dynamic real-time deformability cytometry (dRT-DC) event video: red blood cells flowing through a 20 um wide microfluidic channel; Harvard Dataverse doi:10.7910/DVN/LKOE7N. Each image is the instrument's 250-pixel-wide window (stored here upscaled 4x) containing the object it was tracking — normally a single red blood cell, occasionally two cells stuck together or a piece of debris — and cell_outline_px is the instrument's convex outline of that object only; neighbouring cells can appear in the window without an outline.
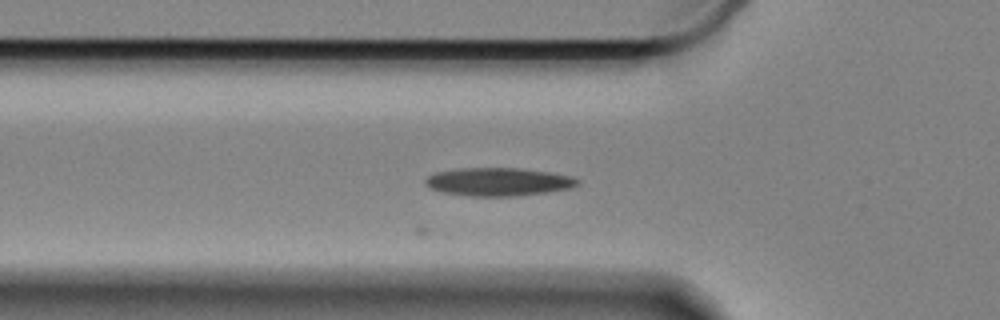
{"species": "Egyptian fruit bat (a non-hibernating species)", "species_latin": "Rousettus aegyptiacus", "temperature_condition": "cold", "stored_images_in_passage": 31, "camera_frame_rate_fps": 3000, "um_per_image_px": 0.085, "animal": {"sex": "female"}, "frame": {"image": 1, "passage_image": 14, "time_ms": 4.333, "image_size_px": [1000, 320], "cell_outline_px": [[580, 184], [572, 188], [544, 192], [512, 196], [472, 196], [444, 192], [432, 188], [424, 184], [424, 180], [428, 176], [436, 172], [456, 168], [520, 168], [548, 172], [572, 176], [580, 180]], "centroid_in_image_um": [42.37, 15.44], "position_along_channel_um": 83.4, "area_um2": 24.85}}
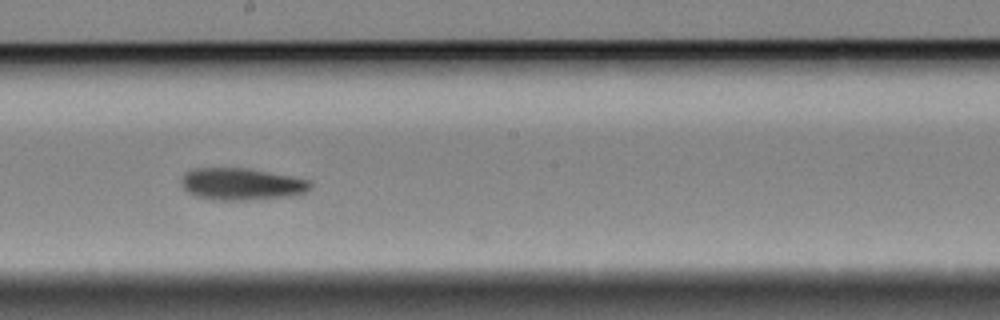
{"frame": {"image": 2, "passage_image": 27, "time_ms": 8.667, "image_size_px": [1000, 320], "cell_outline_px": [[312, 188], [308, 192], [292, 196], [244, 200], [208, 200], [196, 196], [188, 192], [180, 184], [180, 180], [184, 172], [192, 168], [248, 168], [292, 176], [312, 180]], "centroid_in_image_um": [20.54, 15.64], "position_along_channel_um": 227.7, "area_um2": 24.57}}
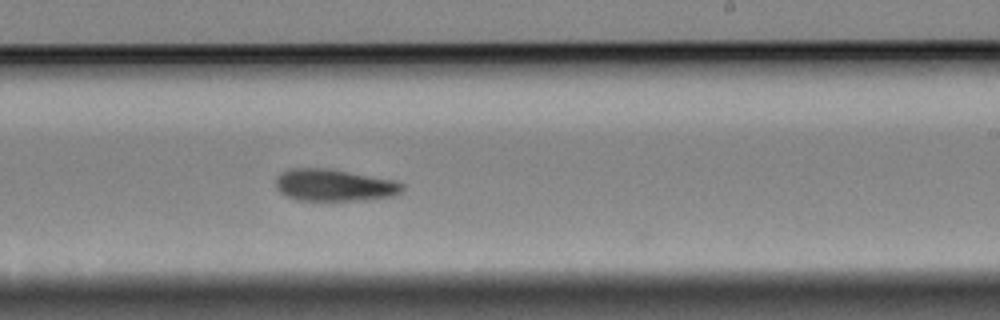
{"frame": {"image": 3, "passage_image": 30, "time_ms": 9.667, "image_size_px": [1000, 320], "cell_outline_px": [[404, 188], [400, 192], [392, 196], [364, 200], [296, 200], [280, 192], [276, 188], [276, 176], [280, 172], [288, 168], [328, 168], [396, 180], [404, 184]], "centroid_in_image_um": [28.4, 15.72], "position_along_channel_um": 260.6, "area_um2": 23.76}}